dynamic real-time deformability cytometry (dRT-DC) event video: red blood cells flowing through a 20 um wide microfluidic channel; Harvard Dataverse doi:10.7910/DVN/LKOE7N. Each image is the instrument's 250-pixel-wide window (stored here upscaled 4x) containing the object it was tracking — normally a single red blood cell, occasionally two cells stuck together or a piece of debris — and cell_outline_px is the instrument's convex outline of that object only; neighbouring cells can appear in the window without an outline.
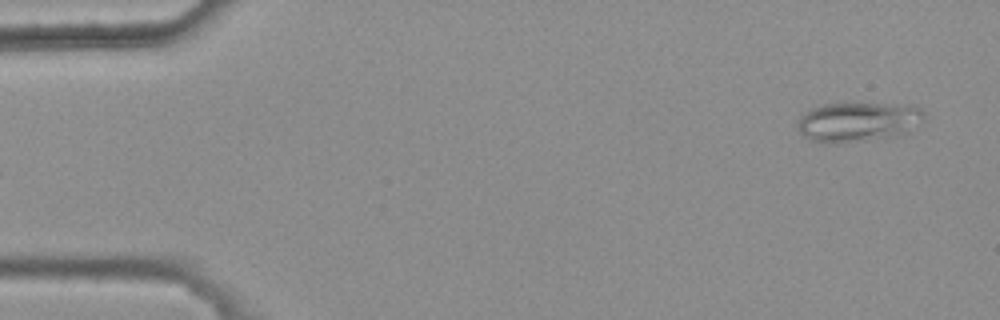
{"species": "common noctule bat (a hibernating species)", "species_latin": "Nyctalus noctula", "temperature_condition": "warm", "stored_images_in_passage": 4, "camera_frame_rate_fps": 3000, "um_per_image_px": 0.085, "animal": {"sex": "female", "body_mass_g": 25.1}, "frame": {"image": 1, "passage_image": 4, "time_ms": 1.0, "image_size_px": [1000, 320], "cell_outline_px": [[924, 120], [920, 124], [908, 132], [896, 136], [836, 144], [824, 144], [812, 140], [804, 136], [796, 128], [796, 124], [800, 116], [804, 112], [820, 104], [912, 104], [920, 108], [924, 112]], "centroid_in_image_um": [72.93, 10.37], "position_along_channel_um": 12.1, "area_um2": 29.65}}